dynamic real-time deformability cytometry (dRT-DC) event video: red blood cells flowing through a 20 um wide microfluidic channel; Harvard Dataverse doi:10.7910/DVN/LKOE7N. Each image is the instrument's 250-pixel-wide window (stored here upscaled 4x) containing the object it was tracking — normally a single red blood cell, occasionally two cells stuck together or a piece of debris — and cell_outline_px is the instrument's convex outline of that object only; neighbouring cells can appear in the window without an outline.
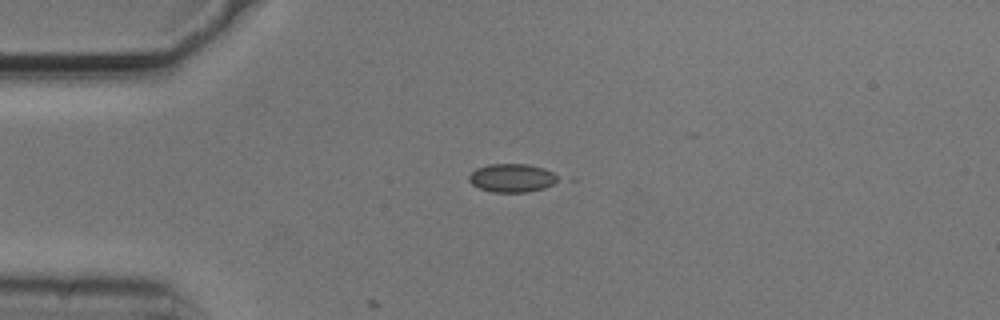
{"species": "common noctule bat (a hibernating species)", "species_latin": "Nyctalus noctula", "temperature_condition": "cold", "stored_images_in_passage": 4, "camera_frame_rate_fps": 3000, "um_per_image_px": 0.085, "animal": {"sex": "male", "body_mass_g": 20.5, "forearm_length_mm": 52.5}, "frame": {"image": 1, "passage_image": 1, "time_ms": 0.0, "image_size_px": [1000, 320], "cell_outline_px": [[560, 180], [544, 188], [528, 192], [492, 192], [480, 188], [472, 184], [468, 180], [468, 176], [476, 168], [488, 164], [528, 164], [544, 168], [552, 172]], "centroid_in_image_um": [43.5, 15.12], "position_along_channel_um": 41.5, "area_um2": 14.74}}